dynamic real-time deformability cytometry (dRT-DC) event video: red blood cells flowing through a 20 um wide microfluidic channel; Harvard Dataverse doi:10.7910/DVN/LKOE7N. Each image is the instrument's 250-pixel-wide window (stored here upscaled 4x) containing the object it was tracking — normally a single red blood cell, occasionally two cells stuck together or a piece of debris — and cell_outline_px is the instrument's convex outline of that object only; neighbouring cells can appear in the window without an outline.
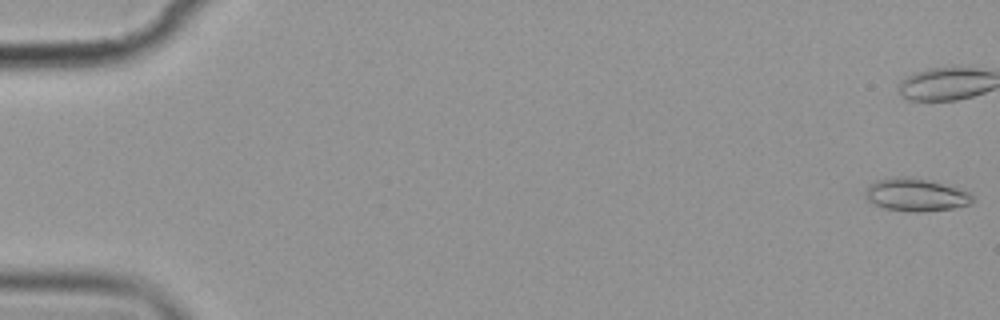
{"species": "common noctule bat (a hibernating species)", "species_latin": "Nyctalus noctula", "temperature_condition": "cold", "stored_images_in_passage": 5, "camera_frame_rate_fps": 3000, "um_per_image_px": 0.085, "animal": {"sex": "female", "body_mass_g": 19.9}, "frame": {"image": 1, "passage_image": 1, "time_ms": 0.0, "image_size_px": [1000, 320], "cell_outline_px": [[976, 200], [968, 204], [952, 208], [920, 212], [912, 212], [884, 208], [872, 204], [868, 200], [864, 192], [876, 180], [896, 176], [908, 176], [956, 188], [968, 192]], "centroid_in_image_um": [77.8, 16.57], "position_along_channel_um": 7.2, "area_um2": 20.11}}